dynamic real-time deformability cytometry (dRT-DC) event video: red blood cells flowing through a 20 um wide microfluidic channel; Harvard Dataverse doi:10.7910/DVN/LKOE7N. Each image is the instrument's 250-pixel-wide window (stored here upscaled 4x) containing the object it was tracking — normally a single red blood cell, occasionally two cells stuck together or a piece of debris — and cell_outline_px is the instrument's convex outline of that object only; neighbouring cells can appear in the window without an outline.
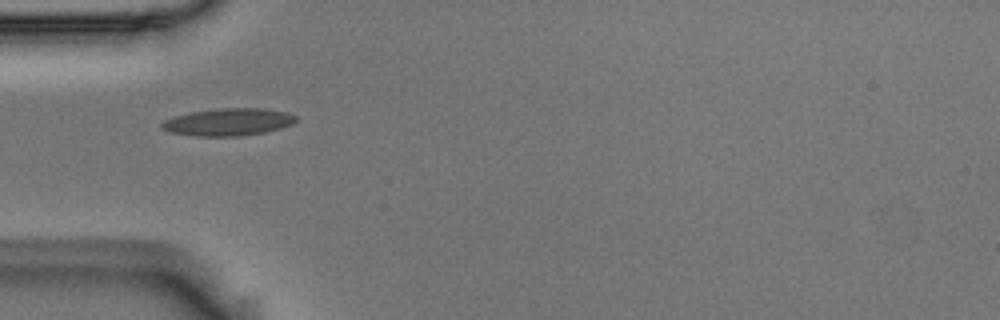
{"species": "Egyptian fruit bat (a non-hibernating species)", "species_latin": "Rousettus aegyptiacus", "temperature_condition": "room temperature", "stored_images_in_passage": 8, "camera_frame_rate_fps": 3000, "um_per_image_px": 0.085, "animal": {"sex": "male"}, "frame": {"image": 1, "passage_image": 2, "time_ms": 0.333, "image_size_px": [1000, 320], "cell_outline_px": [[296, 120], [292, 124], [280, 128], [264, 132], [236, 136], [196, 136], [168, 132], [160, 128], [160, 124], [164, 120], [176, 116], [192, 112], [220, 108], [264, 108], [288, 112], [296, 116]], "centroid_in_image_um": [19.39, 10.37], "position_along_channel_um": 65.6, "area_um2": 21.33}}
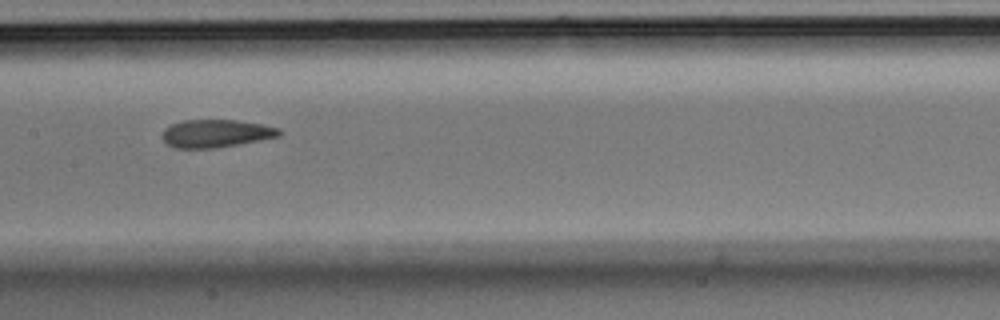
{"frame": {"image": 2, "passage_image": 5, "time_ms": 1.333, "image_size_px": [1000, 320], "cell_outline_px": [[280, 136], [260, 140], [216, 148], [176, 148], [168, 144], [160, 136], [164, 128], [172, 124], [184, 120], [236, 120], [260, 124], [280, 128]], "centroid_in_image_um": [18.33, 11.34], "position_along_channel_um": 189.1, "area_um2": 18.9}}
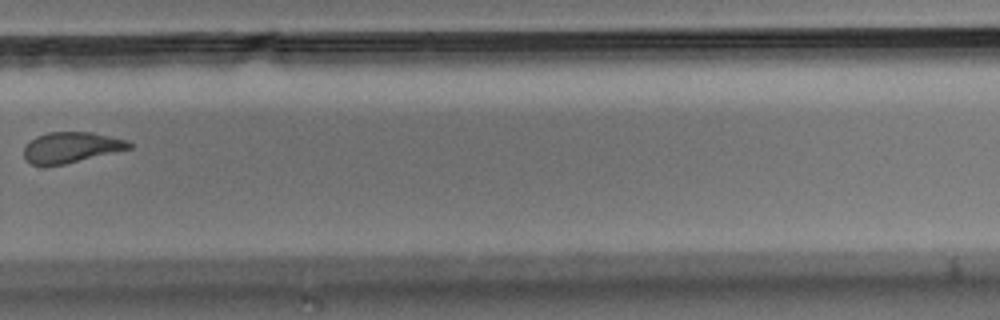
{"frame": {"image": 3, "passage_image": 8, "time_ms": 2.333, "image_size_px": [1000, 320], "cell_outline_px": [[132, 148], [64, 164], [32, 164], [24, 156], [24, 148], [36, 136], [48, 132], [92, 132], [128, 140], [132, 144]], "centroid_in_image_um": [6.09, 12.5], "position_along_channel_um": 323.7, "area_um2": 18.44}}